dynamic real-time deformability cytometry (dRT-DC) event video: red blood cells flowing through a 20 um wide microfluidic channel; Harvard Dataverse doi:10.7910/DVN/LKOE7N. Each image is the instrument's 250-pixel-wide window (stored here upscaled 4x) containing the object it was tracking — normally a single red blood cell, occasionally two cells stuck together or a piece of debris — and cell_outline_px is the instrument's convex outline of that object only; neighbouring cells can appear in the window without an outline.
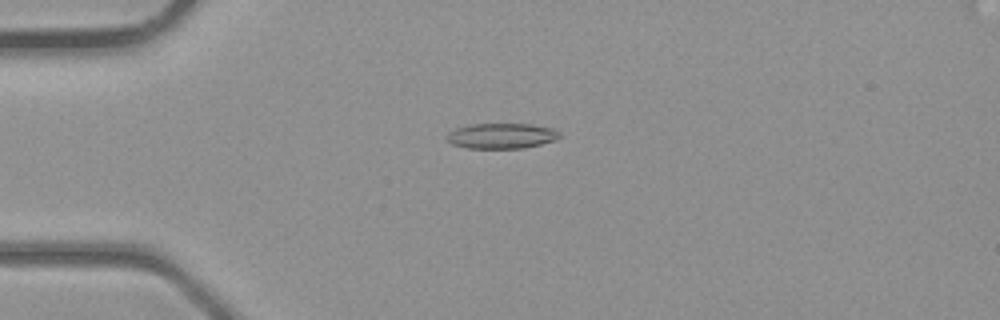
{"species": "common noctule bat (a hibernating species)", "species_latin": "Nyctalus noctula", "temperature_condition": "room temperature", "stored_images_in_passage": 36, "camera_frame_rate_fps": 3000, "um_per_image_px": 0.085, "animal": {"sex": "male", "body_mass_g": 23.1, "forearm_length_mm": 52.7}, "frame": {"image": 1, "passage_image": 7, "time_ms": 2.0, "image_size_px": [1000, 320], "cell_outline_px": [[560, 136], [556, 140], [524, 148], [468, 148], [452, 144], [448, 140], [448, 132], [456, 128], [472, 124], [532, 124], [552, 128], [560, 132]], "centroid_in_image_um": [42.66, 11.54], "position_along_channel_um": 42.3, "area_um2": 16.59}}
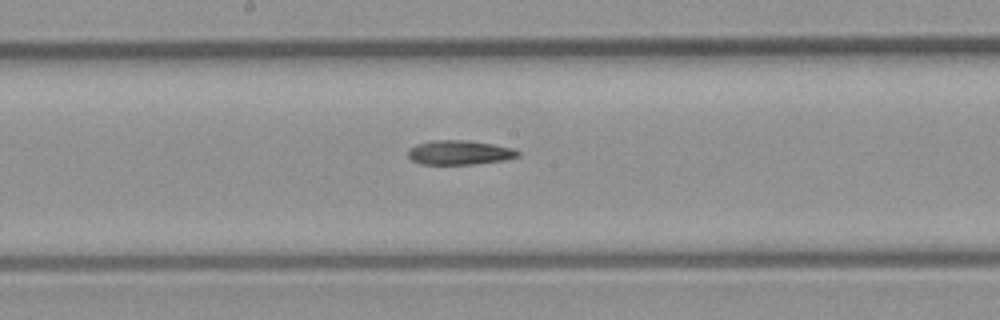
{"frame": {"image": 2, "passage_image": 18, "time_ms": 5.667, "image_size_px": [1000, 320], "cell_outline_px": [[520, 156], [504, 160], [476, 164], [420, 164], [412, 160], [408, 156], [408, 148], [416, 144], [432, 140], [468, 140], [492, 144], [512, 148], [520, 152]], "centroid_in_image_um": [39.04, 12.96], "position_along_channel_um": 209.2, "area_um2": 15.66}}
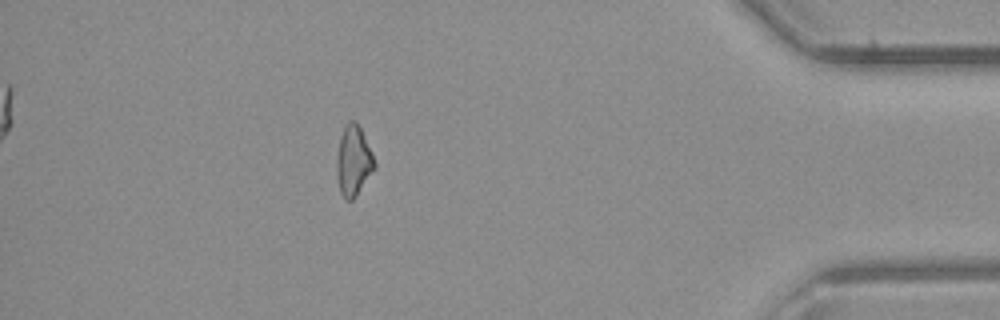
{"frame": {"image": 3, "passage_image": 32, "time_ms": 10.333, "image_size_px": [1000, 320], "cell_outline_px": [[376, 168], [356, 196], [352, 200], [344, 200], [340, 192], [336, 172], [336, 160], [340, 136], [348, 120], [356, 120], [372, 152], [376, 164]], "centroid_in_image_um": [30.04, 13.68], "position_along_channel_um": 405.2, "area_um2": 15.61}}